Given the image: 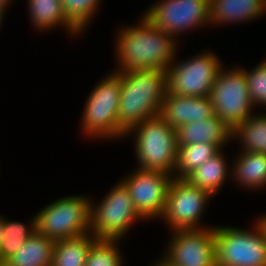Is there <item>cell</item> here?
<instances>
[{
    "label": "cell",
    "mask_w": 266,
    "mask_h": 266,
    "mask_svg": "<svg viewBox=\"0 0 266 266\" xmlns=\"http://www.w3.org/2000/svg\"><path fill=\"white\" fill-rule=\"evenodd\" d=\"M114 40V71L166 70L177 57L180 43L141 15L137 23L118 27ZM179 43V44H178Z\"/></svg>",
    "instance_id": "1"
},
{
    "label": "cell",
    "mask_w": 266,
    "mask_h": 266,
    "mask_svg": "<svg viewBox=\"0 0 266 266\" xmlns=\"http://www.w3.org/2000/svg\"><path fill=\"white\" fill-rule=\"evenodd\" d=\"M121 76L118 124L127 132L160 113L167 93V74L162 69L117 72Z\"/></svg>",
    "instance_id": "2"
},
{
    "label": "cell",
    "mask_w": 266,
    "mask_h": 266,
    "mask_svg": "<svg viewBox=\"0 0 266 266\" xmlns=\"http://www.w3.org/2000/svg\"><path fill=\"white\" fill-rule=\"evenodd\" d=\"M105 75L88 93L79 122L81 135L98 141H123L126 132L118 124L121 76L114 70Z\"/></svg>",
    "instance_id": "3"
},
{
    "label": "cell",
    "mask_w": 266,
    "mask_h": 266,
    "mask_svg": "<svg viewBox=\"0 0 266 266\" xmlns=\"http://www.w3.org/2000/svg\"><path fill=\"white\" fill-rule=\"evenodd\" d=\"M126 137L134 140L136 167L173 176L178 150L176 129L157 115L130 128Z\"/></svg>",
    "instance_id": "4"
},
{
    "label": "cell",
    "mask_w": 266,
    "mask_h": 266,
    "mask_svg": "<svg viewBox=\"0 0 266 266\" xmlns=\"http://www.w3.org/2000/svg\"><path fill=\"white\" fill-rule=\"evenodd\" d=\"M74 194L62 196L37 211V232L53 241L90 233L91 197Z\"/></svg>",
    "instance_id": "5"
},
{
    "label": "cell",
    "mask_w": 266,
    "mask_h": 266,
    "mask_svg": "<svg viewBox=\"0 0 266 266\" xmlns=\"http://www.w3.org/2000/svg\"><path fill=\"white\" fill-rule=\"evenodd\" d=\"M103 196L97 203L91 197L90 234L97 239L126 240L133 225L145 220L136 211L129 190L120 179Z\"/></svg>",
    "instance_id": "6"
},
{
    "label": "cell",
    "mask_w": 266,
    "mask_h": 266,
    "mask_svg": "<svg viewBox=\"0 0 266 266\" xmlns=\"http://www.w3.org/2000/svg\"><path fill=\"white\" fill-rule=\"evenodd\" d=\"M254 222L248 229L214 226L217 266H266V233Z\"/></svg>",
    "instance_id": "7"
},
{
    "label": "cell",
    "mask_w": 266,
    "mask_h": 266,
    "mask_svg": "<svg viewBox=\"0 0 266 266\" xmlns=\"http://www.w3.org/2000/svg\"><path fill=\"white\" fill-rule=\"evenodd\" d=\"M222 66L210 90L209 99L214 113L232 131L256 110L248 93L242 65Z\"/></svg>",
    "instance_id": "8"
},
{
    "label": "cell",
    "mask_w": 266,
    "mask_h": 266,
    "mask_svg": "<svg viewBox=\"0 0 266 266\" xmlns=\"http://www.w3.org/2000/svg\"><path fill=\"white\" fill-rule=\"evenodd\" d=\"M176 59L166 69L167 92L179 96L208 97L223 61L210 49Z\"/></svg>",
    "instance_id": "9"
},
{
    "label": "cell",
    "mask_w": 266,
    "mask_h": 266,
    "mask_svg": "<svg viewBox=\"0 0 266 266\" xmlns=\"http://www.w3.org/2000/svg\"><path fill=\"white\" fill-rule=\"evenodd\" d=\"M213 197L209 192L192 185L187 179L173 178L159 221H163L170 232L211 227L212 225L203 223L202 219Z\"/></svg>",
    "instance_id": "10"
},
{
    "label": "cell",
    "mask_w": 266,
    "mask_h": 266,
    "mask_svg": "<svg viewBox=\"0 0 266 266\" xmlns=\"http://www.w3.org/2000/svg\"><path fill=\"white\" fill-rule=\"evenodd\" d=\"M149 5L144 16L179 42L183 33L210 28L209 0H154Z\"/></svg>",
    "instance_id": "11"
},
{
    "label": "cell",
    "mask_w": 266,
    "mask_h": 266,
    "mask_svg": "<svg viewBox=\"0 0 266 266\" xmlns=\"http://www.w3.org/2000/svg\"><path fill=\"white\" fill-rule=\"evenodd\" d=\"M172 179L166 172L135 167L120 180L129 190L136 211L147 222L162 216Z\"/></svg>",
    "instance_id": "12"
},
{
    "label": "cell",
    "mask_w": 266,
    "mask_h": 266,
    "mask_svg": "<svg viewBox=\"0 0 266 266\" xmlns=\"http://www.w3.org/2000/svg\"><path fill=\"white\" fill-rule=\"evenodd\" d=\"M214 226L170 232L162 255L175 266H217Z\"/></svg>",
    "instance_id": "13"
},
{
    "label": "cell",
    "mask_w": 266,
    "mask_h": 266,
    "mask_svg": "<svg viewBox=\"0 0 266 266\" xmlns=\"http://www.w3.org/2000/svg\"><path fill=\"white\" fill-rule=\"evenodd\" d=\"M214 113L209 97H189L166 93L159 116L172 128L178 129L184 124L204 121Z\"/></svg>",
    "instance_id": "14"
},
{
    "label": "cell",
    "mask_w": 266,
    "mask_h": 266,
    "mask_svg": "<svg viewBox=\"0 0 266 266\" xmlns=\"http://www.w3.org/2000/svg\"><path fill=\"white\" fill-rule=\"evenodd\" d=\"M210 26L252 22L266 14V0H209Z\"/></svg>",
    "instance_id": "15"
},
{
    "label": "cell",
    "mask_w": 266,
    "mask_h": 266,
    "mask_svg": "<svg viewBox=\"0 0 266 266\" xmlns=\"http://www.w3.org/2000/svg\"><path fill=\"white\" fill-rule=\"evenodd\" d=\"M231 161V181L244 191L266 189V154L237 151Z\"/></svg>",
    "instance_id": "16"
},
{
    "label": "cell",
    "mask_w": 266,
    "mask_h": 266,
    "mask_svg": "<svg viewBox=\"0 0 266 266\" xmlns=\"http://www.w3.org/2000/svg\"><path fill=\"white\" fill-rule=\"evenodd\" d=\"M176 133L178 146L211 143L223 149L232 141V130L216 114L204 121L184 124Z\"/></svg>",
    "instance_id": "17"
},
{
    "label": "cell",
    "mask_w": 266,
    "mask_h": 266,
    "mask_svg": "<svg viewBox=\"0 0 266 266\" xmlns=\"http://www.w3.org/2000/svg\"><path fill=\"white\" fill-rule=\"evenodd\" d=\"M28 18L36 32L63 29L73 38L82 34L67 20L61 0H27Z\"/></svg>",
    "instance_id": "18"
},
{
    "label": "cell",
    "mask_w": 266,
    "mask_h": 266,
    "mask_svg": "<svg viewBox=\"0 0 266 266\" xmlns=\"http://www.w3.org/2000/svg\"><path fill=\"white\" fill-rule=\"evenodd\" d=\"M221 149L212 158L206 160L186 179L194 186L217 196L223 185L231 179V162ZM227 180V181H226ZM217 194V195H216Z\"/></svg>",
    "instance_id": "19"
},
{
    "label": "cell",
    "mask_w": 266,
    "mask_h": 266,
    "mask_svg": "<svg viewBox=\"0 0 266 266\" xmlns=\"http://www.w3.org/2000/svg\"><path fill=\"white\" fill-rule=\"evenodd\" d=\"M256 111L232 131V140H238V151L266 154V111Z\"/></svg>",
    "instance_id": "20"
},
{
    "label": "cell",
    "mask_w": 266,
    "mask_h": 266,
    "mask_svg": "<svg viewBox=\"0 0 266 266\" xmlns=\"http://www.w3.org/2000/svg\"><path fill=\"white\" fill-rule=\"evenodd\" d=\"M54 243L55 241L36 231L4 265L51 266Z\"/></svg>",
    "instance_id": "21"
},
{
    "label": "cell",
    "mask_w": 266,
    "mask_h": 266,
    "mask_svg": "<svg viewBox=\"0 0 266 266\" xmlns=\"http://www.w3.org/2000/svg\"><path fill=\"white\" fill-rule=\"evenodd\" d=\"M96 240L87 233L55 241L51 266H85L89 250Z\"/></svg>",
    "instance_id": "22"
},
{
    "label": "cell",
    "mask_w": 266,
    "mask_h": 266,
    "mask_svg": "<svg viewBox=\"0 0 266 266\" xmlns=\"http://www.w3.org/2000/svg\"><path fill=\"white\" fill-rule=\"evenodd\" d=\"M221 148L211 143H193L178 146L173 178L186 179L206 160L216 155Z\"/></svg>",
    "instance_id": "23"
},
{
    "label": "cell",
    "mask_w": 266,
    "mask_h": 266,
    "mask_svg": "<svg viewBox=\"0 0 266 266\" xmlns=\"http://www.w3.org/2000/svg\"><path fill=\"white\" fill-rule=\"evenodd\" d=\"M28 224L24 222L9 220L3 215V235L0 244V264H4L11 256L19 251L24 243L36 231V216H32Z\"/></svg>",
    "instance_id": "24"
},
{
    "label": "cell",
    "mask_w": 266,
    "mask_h": 266,
    "mask_svg": "<svg viewBox=\"0 0 266 266\" xmlns=\"http://www.w3.org/2000/svg\"><path fill=\"white\" fill-rule=\"evenodd\" d=\"M67 20L83 35L94 22L101 0H61Z\"/></svg>",
    "instance_id": "25"
},
{
    "label": "cell",
    "mask_w": 266,
    "mask_h": 266,
    "mask_svg": "<svg viewBox=\"0 0 266 266\" xmlns=\"http://www.w3.org/2000/svg\"><path fill=\"white\" fill-rule=\"evenodd\" d=\"M122 241L97 239L89 250L85 266H124L125 259L119 247Z\"/></svg>",
    "instance_id": "26"
},
{
    "label": "cell",
    "mask_w": 266,
    "mask_h": 266,
    "mask_svg": "<svg viewBox=\"0 0 266 266\" xmlns=\"http://www.w3.org/2000/svg\"><path fill=\"white\" fill-rule=\"evenodd\" d=\"M248 69L244 67L251 101L256 109L260 107L261 110H266V57L255 67Z\"/></svg>",
    "instance_id": "27"
},
{
    "label": "cell",
    "mask_w": 266,
    "mask_h": 266,
    "mask_svg": "<svg viewBox=\"0 0 266 266\" xmlns=\"http://www.w3.org/2000/svg\"><path fill=\"white\" fill-rule=\"evenodd\" d=\"M159 259H155L153 264L151 263L150 266H175L173 265L168 259H166L163 255H160Z\"/></svg>",
    "instance_id": "28"
},
{
    "label": "cell",
    "mask_w": 266,
    "mask_h": 266,
    "mask_svg": "<svg viewBox=\"0 0 266 266\" xmlns=\"http://www.w3.org/2000/svg\"><path fill=\"white\" fill-rule=\"evenodd\" d=\"M12 2H14V0H0V8H2L5 12L9 10V6H11Z\"/></svg>",
    "instance_id": "29"
},
{
    "label": "cell",
    "mask_w": 266,
    "mask_h": 266,
    "mask_svg": "<svg viewBox=\"0 0 266 266\" xmlns=\"http://www.w3.org/2000/svg\"><path fill=\"white\" fill-rule=\"evenodd\" d=\"M257 219L266 233V213H262V215Z\"/></svg>",
    "instance_id": "30"
},
{
    "label": "cell",
    "mask_w": 266,
    "mask_h": 266,
    "mask_svg": "<svg viewBox=\"0 0 266 266\" xmlns=\"http://www.w3.org/2000/svg\"><path fill=\"white\" fill-rule=\"evenodd\" d=\"M6 15V12L0 8V29L2 28L3 20H5L4 16Z\"/></svg>",
    "instance_id": "31"
},
{
    "label": "cell",
    "mask_w": 266,
    "mask_h": 266,
    "mask_svg": "<svg viewBox=\"0 0 266 266\" xmlns=\"http://www.w3.org/2000/svg\"><path fill=\"white\" fill-rule=\"evenodd\" d=\"M2 235H3V215L0 216V244L2 242Z\"/></svg>",
    "instance_id": "32"
}]
</instances>
